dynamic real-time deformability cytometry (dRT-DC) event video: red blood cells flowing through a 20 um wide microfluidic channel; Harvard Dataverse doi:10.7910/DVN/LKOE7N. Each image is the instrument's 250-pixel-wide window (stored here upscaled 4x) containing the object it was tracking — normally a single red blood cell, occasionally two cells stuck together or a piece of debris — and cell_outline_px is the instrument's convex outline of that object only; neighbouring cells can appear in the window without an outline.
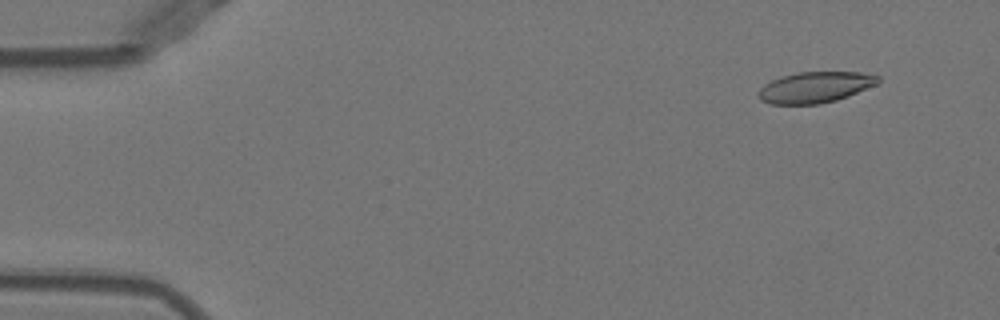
{"species": "Egyptian fruit bat (a non-hibernating species)", "species_latin": "Rousettus aegyptiacus", "temperature_condition": "warm", "stored_images_in_passage": 52, "camera_frame_rate_fps": 3000, "um_per_image_px": 0.085, "animal": {"sex": "female"}, "frame": {"image": 1, "passage_image": 5, "time_ms": 1.333, "image_size_px": [1000, 320], "cell_outline_px": [[880, 80], [876, 84], [848, 96], [836, 100], [820, 104], [772, 104], [760, 100], [760, 88], [764, 84], [772, 80], [784, 76], [800, 72], [860, 72], [880, 76]], "centroid_in_image_um": [69.31, 7.42], "position_along_channel_um": 15.7, "area_um2": 21.33}}
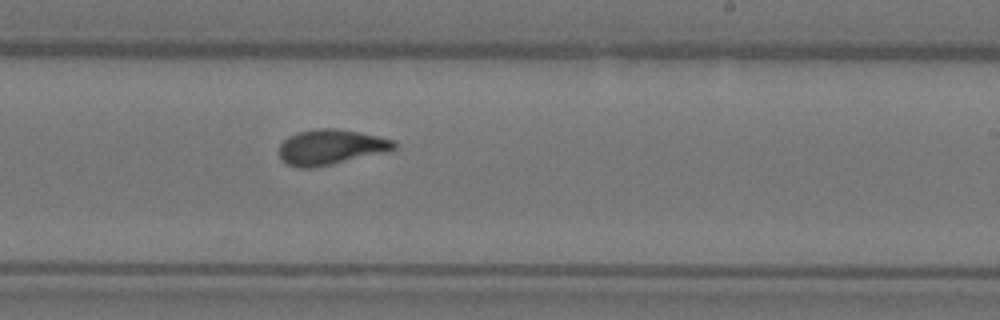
{"frame": {"image": 2, "passage_image": 32, "time_ms": 10.333, "image_size_px": [1000, 320], "cell_outline_px": [[396, 148], [388, 152], [332, 164], [312, 168], [296, 168], [280, 160], [280, 144], [288, 136], [296, 132], [316, 128], [336, 128], [396, 140]], "centroid_in_image_um": [28.1, 12.51], "position_along_channel_um": 260.9, "area_um2": 23.76}}
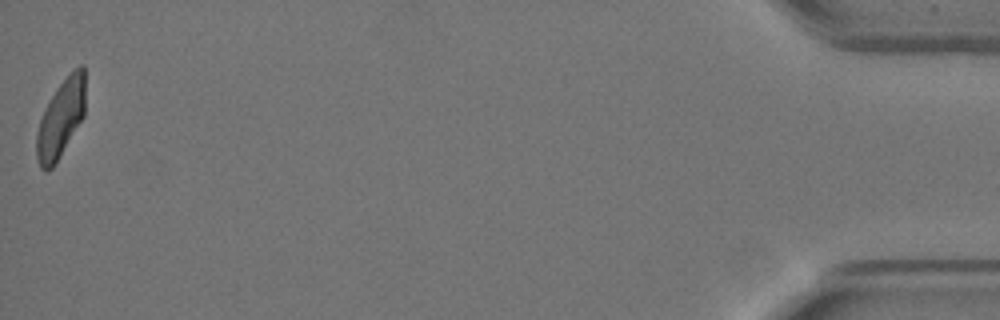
{"frame": {"image": 3, "passage_image": 52, "time_ms": 17.0, "image_size_px": [1000, 320], "cell_outline_px": [[84, 116], [52, 168], [44, 172], [40, 168], [36, 156], [36, 132], [44, 108], [56, 88], [80, 64], [84, 64]], "centroid_in_image_um": [5.14, 10.1], "position_along_channel_um": 430.1, "area_um2": 21.79}, "authors_computed_cell_mechanics": {"area_um2": 23.1489, "velocity_mm_per_s": 3.9473, "shape_relaxation_time_tau1_ms": 4.771, "shape_relaxation_time_tau2_ms": 1.0956, "deformation_change_tau1": 0.1762, "deformation_change_tau2": 0.0838}}